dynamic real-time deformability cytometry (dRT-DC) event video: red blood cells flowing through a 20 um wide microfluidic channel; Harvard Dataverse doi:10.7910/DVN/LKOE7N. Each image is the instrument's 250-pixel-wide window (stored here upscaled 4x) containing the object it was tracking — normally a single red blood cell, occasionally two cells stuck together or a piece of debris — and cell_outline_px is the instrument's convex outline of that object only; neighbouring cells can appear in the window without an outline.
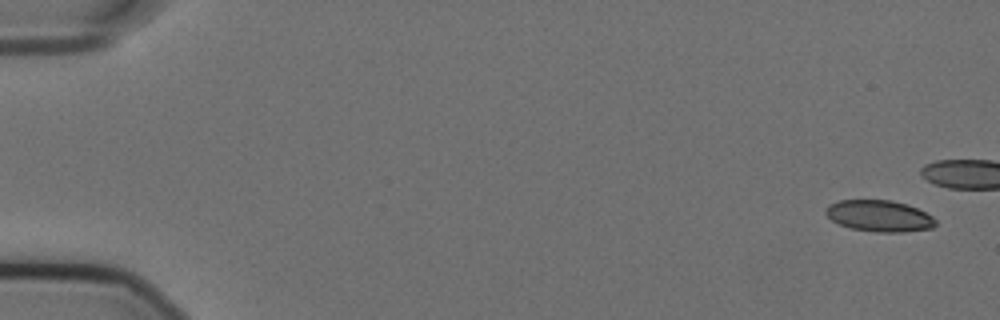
{"species": "Egyptian fruit bat (a non-hibernating species)", "species_latin": "Rousettus aegyptiacus", "temperature_condition": "cold", "stored_images_in_passage": 24, "camera_frame_rate_fps": 3000, "um_per_image_px": 0.085, "animal": {"sex": "female"}, "frame": {"image": 1, "passage_image": 1, "time_ms": 0.0, "image_size_px": [1000, 320], "cell_outline_px": [[936, 224], [932, 228], [904, 232], [876, 232], [852, 228], [840, 224], [832, 220], [824, 212], [828, 204], [840, 200], [892, 200], [916, 208], [932, 216], [936, 220]], "centroid_in_image_um": [74.73, 18.35], "position_along_channel_um": 10.3, "area_um2": 19.94}}